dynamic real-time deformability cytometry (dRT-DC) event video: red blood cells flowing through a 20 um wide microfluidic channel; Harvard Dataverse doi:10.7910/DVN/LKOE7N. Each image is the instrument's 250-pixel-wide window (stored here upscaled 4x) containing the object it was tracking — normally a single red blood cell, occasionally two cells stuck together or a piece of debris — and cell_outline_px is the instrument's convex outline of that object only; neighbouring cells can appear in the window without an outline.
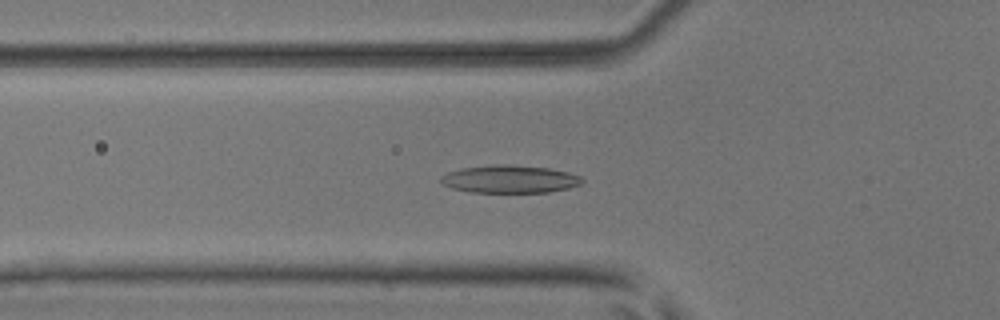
{"species": "common noctule bat (a hibernating species)", "species_latin": "Nyctalus noctula", "temperature_condition": "room temperature", "stored_images_in_passage": 39, "camera_frame_rate_fps": 3000, "um_per_image_px": 0.085, "animal": {"sex": "male", "body_mass_g": 17.9, "forearm_length_mm": 54.2}, "frame": {"image": 1, "passage_image": 5, "time_ms": 1.333, "image_size_px": [1000, 320], "cell_outline_px": [[584, 180], [580, 184], [568, 188], [548, 192], [468, 192], [452, 188], [444, 184], [440, 180], [440, 176], [448, 172], [460, 168], [492, 164], [508, 164], [548, 168], [568, 172], [580, 176]], "centroid_in_image_um": [43.3, 15.21], "position_along_channel_um": 82.5, "area_um2": 22.89}}
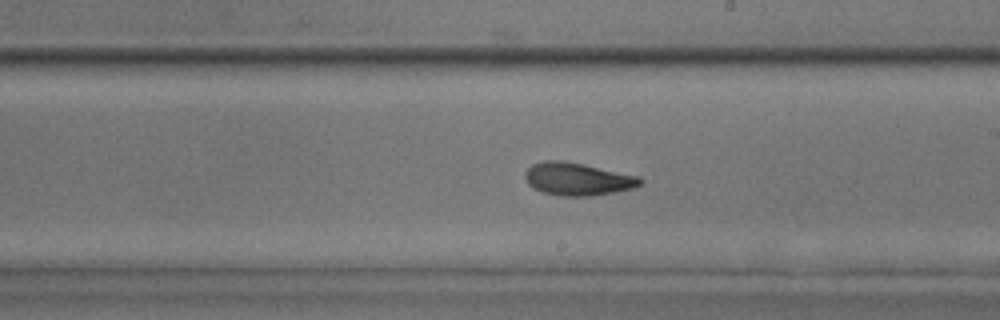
{"frame": {"image": 2, "passage_image": 17, "time_ms": 5.333, "image_size_px": [1000, 320], "cell_outline_px": [[644, 180], [640, 184], [632, 188], [592, 196], [560, 196], [544, 192], [532, 188], [528, 184], [524, 176], [524, 172], [532, 164], [544, 160], [560, 160], [584, 164], [640, 176]], "centroid_in_image_um": [49.07, 15.21], "position_along_channel_um": 239.9, "area_um2": 22.02}}
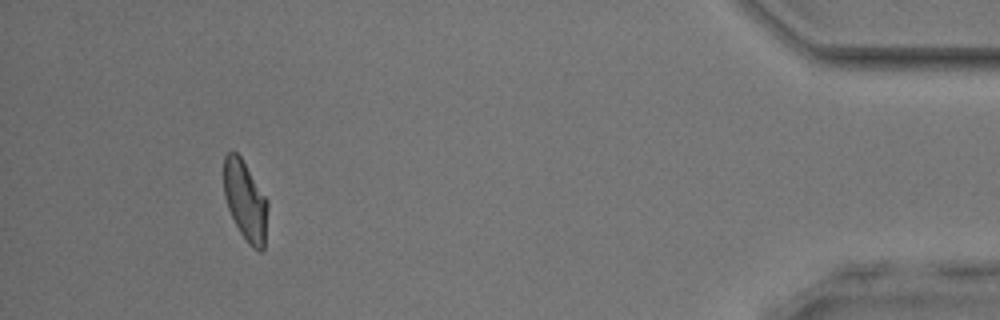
{"frame": {"image": 3, "passage_image": 35, "time_ms": 11.333, "image_size_px": [1000, 320], "cell_outline_px": [[268, 208], [264, 248], [260, 252], [252, 248], [248, 244], [240, 232], [228, 208], [224, 196], [224, 156], [228, 152], [236, 152], [240, 156], [268, 200]], "centroid_in_image_um": [20.86, 17.09], "position_along_channel_um": 414.3, "area_um2": 20.35}, "authors_computed_cell_mechanics": {"area_um2": 21.2126, "velocity_mm_per_s": 3.9433, "shape_relaxation_time_tau1_ms": 4.8878, "shape_relaxation_time_tau2_ms": 2.2853, "deformation_change_tau1": 0.1634, "deformation_change_tau2": 0.076}}